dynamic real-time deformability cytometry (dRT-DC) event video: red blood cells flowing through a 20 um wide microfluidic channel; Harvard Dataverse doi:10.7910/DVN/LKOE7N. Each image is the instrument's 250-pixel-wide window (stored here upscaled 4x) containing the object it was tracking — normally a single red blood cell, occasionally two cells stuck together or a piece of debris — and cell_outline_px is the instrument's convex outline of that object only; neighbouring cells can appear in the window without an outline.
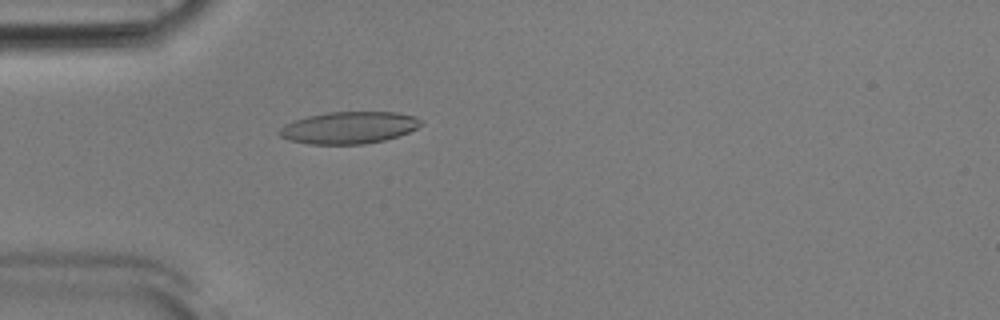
{"species": "Egyptian fruit bat (a non-hibernating species)", "species_latin": "Rousettus aegyptiacus", "temperature_condition": "room temperature", "stored_images_in_passage": 52, "camera_frame_rate_fps": 3000, "um_per_image_px": 0.085, "animal": {"sex": "male"}, "frame": {"image": 1, "passage_image": 15, "time_ms": 4.667, "image_size_px": [1000, 320], "cell_outline_px": [[424, 124], [408, 132], [384, 140], [364, 144], [312, 144], [288, 140], [280, 136], [276, 132], [284, 124], [308, 116], [328, 112], [396, 112], [416, 116], [424, 120]], "centroid_in_image_um": [29.67, 10.84], "position_along_channel_um": 55.3, "area_um2": 26.47}}
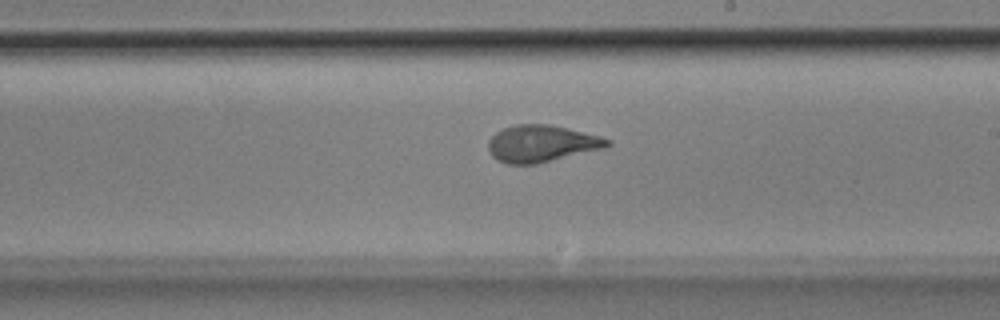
{"frame": {"image": 2, "passage_image": 30, "time_ms": 9.667, "image_size_px": [1000, 320], "cell_outline_px": [[612, 144], [608, 148], [536, 164], [508, 164], [496, 160], [492, 156], [488, 148], [488, 140], [496, 132], [504, 128], [516, 124], [548, 124], [568, 128], [600, 136], [612, 140]], "centroid_in_image_um": [46.07, 12.21], "position_along_channel_um": 242.9, "area_um2": 25.89}}
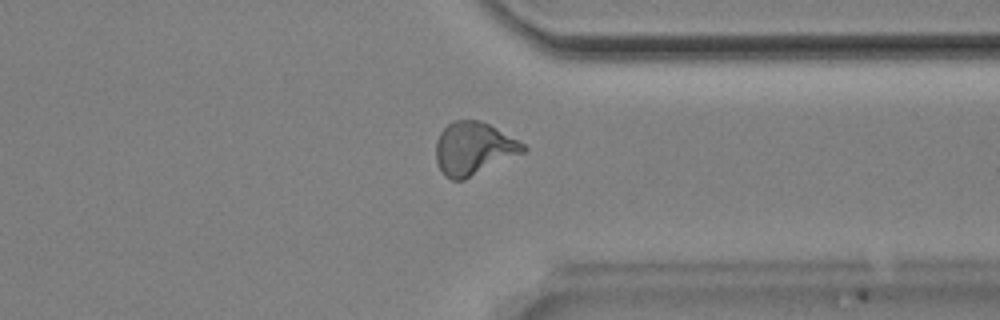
{"frame": {"image": 3, "passage_image": 40, "time_ms": 13.0, "image_size_px": [1000, 320], "cell_outline_px": [[528, 148], [524, 152], [464, 180], [452, 180], [444, 176], [440, 172], [436, 164], [436, 140], [440, 132], [448, 124], [456, 120], [476, 120], [488, 124], [496, 128], [524, 144]], "centroid_in_image_um": [40.21, 12.64], "position_along_channel_um": 371.2, "area_um2": 26.76}, "authors_computed_cell_mechanics": {"area_um2": 25.8944, "velocity_mm_per_s": 3.887, "shape_relaxation_time_tau1_ms": 4.3603, "shape_relaxation_time_tau2_ms": 0.7101, "deformation_change_tau1": 0.195, "deformation_change_tau2": 0.09}}